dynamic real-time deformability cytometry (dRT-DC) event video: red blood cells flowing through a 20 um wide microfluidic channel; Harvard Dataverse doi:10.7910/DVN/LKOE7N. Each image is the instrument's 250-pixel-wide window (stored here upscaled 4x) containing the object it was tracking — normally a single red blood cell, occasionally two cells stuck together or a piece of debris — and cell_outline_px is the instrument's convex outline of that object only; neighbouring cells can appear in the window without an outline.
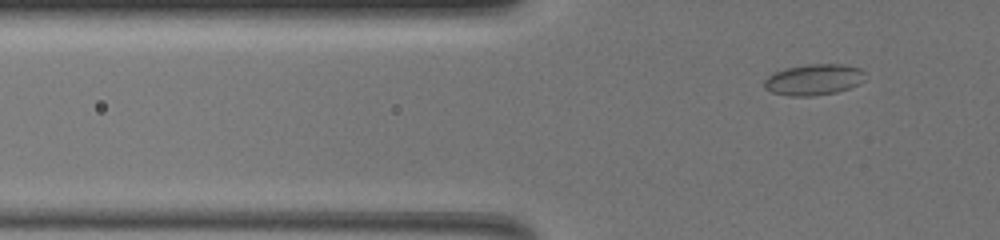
{"species": "common noctule bat (a hibernating species)", "species_latin": "Nyctalus noctula", "temperature_condition": "warm", "stored_images_in_passage": 54, "camera_frame_rate_fps": 3000, "um_per_image_px": 0.085, "animal": {"sex": "female", "body_mass_g": 19.5, "forearm_length_mm": 54.1}, "frame": {"image": 1, "passage_image": 10, "time_ms": 3.0, "image_size_px": [1000, 240], "cell_outline_px": [[864, 80], [860, 84], [836, 92], [812, 96], [788, 96], [772, 92], [764, 88], [764, 80], [768, 76], [776, 72], [788, 68], [808, 64], [844, 64], [860, 68], [864, 72]], "centroid_in_image_um": [69.19, 6.77], "position_along_channel_um": 56.6, "area_um2": 18.21}}
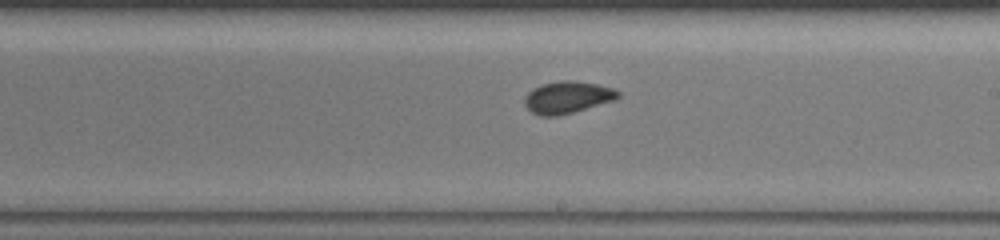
{"frame": {"image": 2, "passage_image": 29, "time_ms": 9.333, "image_size_px": [1000, 240], "cell_outline_px": [[620, 96], [616, 100], [572, 112], [556, 116], [540, 116], [532, 112], [524, 104], [524, 96], [532, 88], [540, 84], [560, 80], [576, 80], [596, 84], [612, 88], [620, 92]], "centroid_in_image_um": [48.21, 8.26], "position_along_channel_um": 240.8, "area_um2": 17.57}}
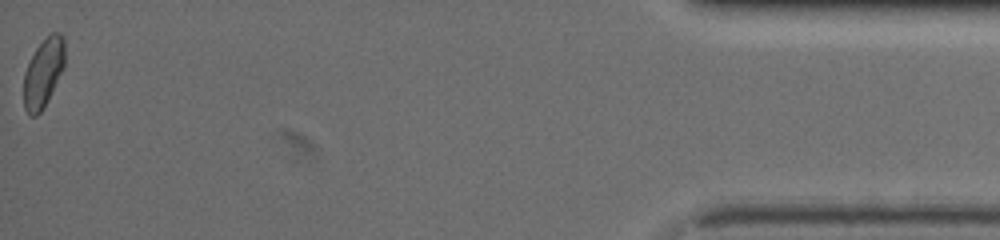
{"frame": {"image": 3, "passage_image": 54, "time_ms": 17.667, "image_size_px": [1000, 240], "cell_outline_px": [[64, 64], [40, 112], [36, 116], [32, 116], [24, 108], [24, 72], [36, 48], [52, 32], [60, 32], [64, 36]], "centroid_in_image_um": [3.67, 6.14], "position_along_channel_um": 431.5, "area_um2": 15.72}, "authors_computed_cell_mechanics": {"area_um2": 17.0221, "velocity_mm_per_s": 3.2396, "shape_relaxation_time_tau1_ms": 5.3398, "shape_relaxation_time_tau2_ms": 1.1881, "deformation_change_tau1": 0.0934, "deformation_change_tau2": 0.0568}}